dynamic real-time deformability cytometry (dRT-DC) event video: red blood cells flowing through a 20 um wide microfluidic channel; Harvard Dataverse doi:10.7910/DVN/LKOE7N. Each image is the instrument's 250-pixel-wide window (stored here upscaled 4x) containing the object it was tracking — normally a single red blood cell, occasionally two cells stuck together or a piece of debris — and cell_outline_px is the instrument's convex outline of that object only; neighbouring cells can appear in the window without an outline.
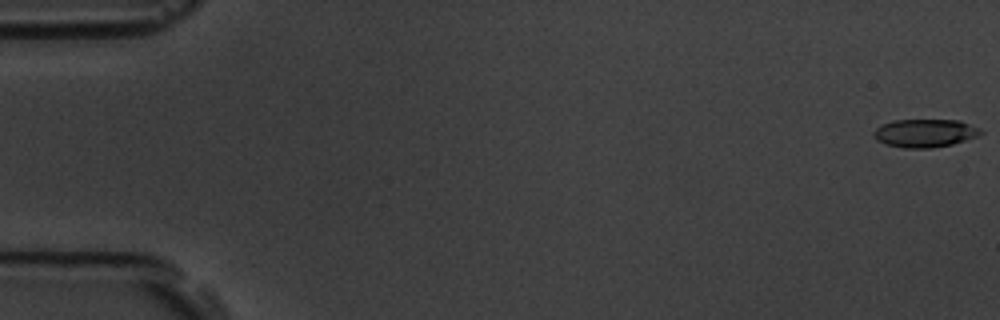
{"species": "common noctule bat (a hibernating species)", "species_latin": "Nyctalus noctula", "temperature_condition": "room temperature", "stored_images_in_passage": 7, "camera_frame_rate_fps": 3000, "um_per_image_px": 0.085, "animal": {"sex": "male", "body_mass_g": 19.5, "forearm_length_mm": 54.6}, "frame": {"image": 1, "passage_image": 1, "time_ms": 0.0, "image_size_px": [1000, 320], "cell_outline_px": [[984, 132], [976, 136], [952, 144], [928, 148], [904, 148], [884, 144], [876, 140], [872, 132], [880, 124], [892, 120], [960, 120], [980, 128]], "centroid_in_image_um": [78.57, 11.3], "position_along_channel_um": 6.4, "area_um2": 17.63}}
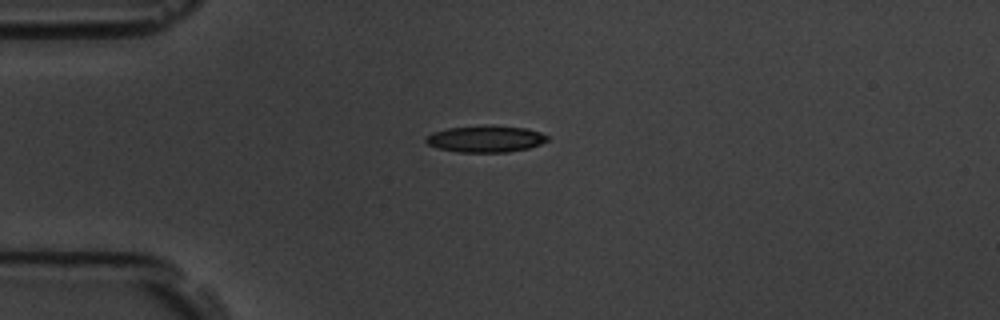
{"frame": {"image": 2, "passage_image": 5, "time_ms": 4.667, "image_size_px": [1000, 320], "cell_outline_px": [[548, 140], [540, 144], [528, 148], [508, 152], [460, 152], [440, 148], [428, 144], [424, 140], [432, 132], [448, 128], [488, 124], [528, 128], [540, 132], [548, 136]], "centroid_in_image_um": [41.3, 11.78], "position_along_channel_um": 43.7, "area_um2": 18.96}}
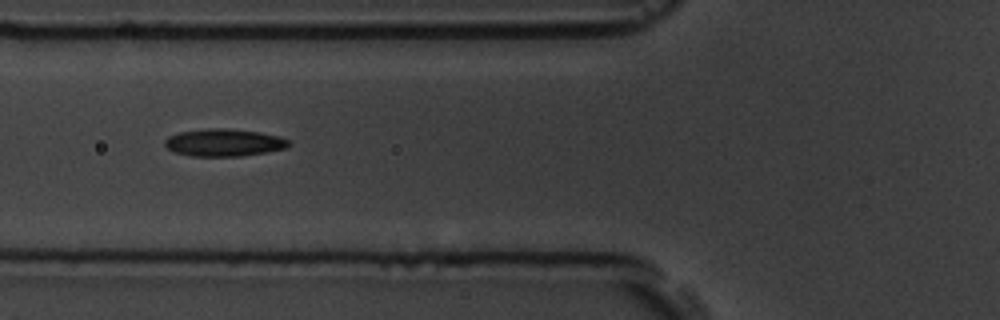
{"frame": {"image": 3, "passage_image": 7, "time_ms": 7.0, "image_size_px": [1000, 320], "cell_outline_px": [[292, 144], [284, 148], [268, 152], [240, 156], [192, 156], [176, 152], [168, 148], [164, 144], [164, 140], [168, 136], [180, 132], [208, 128], [228, 128], [260, 132], [280, 136], [288, 140]], "centroid_in_image_um": [19.06, 12.11], "position_along_channel_um": 106.7, "area_um2": 19.83}}